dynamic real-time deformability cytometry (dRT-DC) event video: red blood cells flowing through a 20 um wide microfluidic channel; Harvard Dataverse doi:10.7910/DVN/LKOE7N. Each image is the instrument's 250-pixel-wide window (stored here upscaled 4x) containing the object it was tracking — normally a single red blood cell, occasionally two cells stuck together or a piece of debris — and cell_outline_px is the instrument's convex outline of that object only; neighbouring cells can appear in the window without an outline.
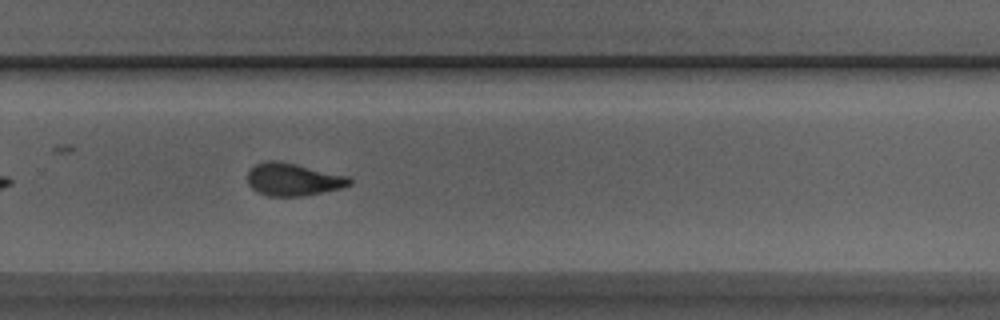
{"species": "Egyptian fruit bat (a non-hibernating species)", "species_latin": "Rousettus aegyptiacus", "temperature_condition": "room temperature", "stored_images_in_passage": 24, "camera_frame_rate_fps": 3000, "um_per_image_px": 0.085, "animal": {"sex": "male"}, "frame": {"image": 1, "passage_image": 21, "time_ms": 6.667, "image_size_px": [1000, 320], "cell_outline_px": [[352, 184], [340, 188], [304, 196], [268, 196], [256, 192], [248, 184], [248, 172], [256, 164], [264, 160], [276, 160], [296, 164], [352, 176]], "centroid_in_image_um": [24.94, 15.25], "position_along_channel_um": 304.9, "area_um2": 19.59}}